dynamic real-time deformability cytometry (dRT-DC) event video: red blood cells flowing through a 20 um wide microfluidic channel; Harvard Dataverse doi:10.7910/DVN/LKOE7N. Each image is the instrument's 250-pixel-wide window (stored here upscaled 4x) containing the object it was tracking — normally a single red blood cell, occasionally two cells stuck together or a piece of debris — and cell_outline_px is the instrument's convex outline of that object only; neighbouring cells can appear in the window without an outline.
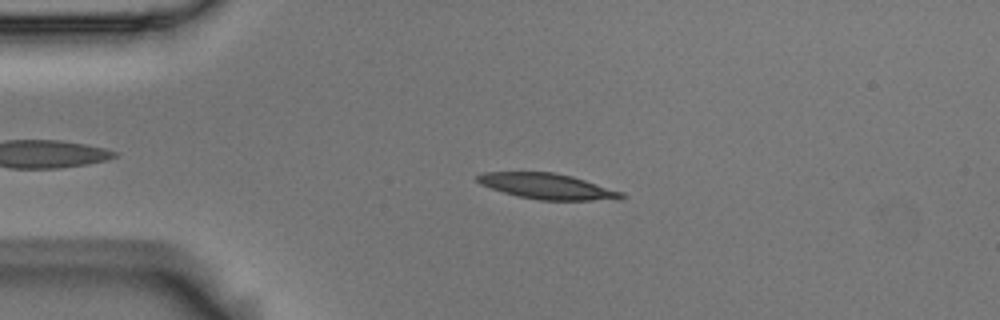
{"species": "Egyptian fruit bat (a non-hibernating species)", "species_latin": "Rousettus aegyptiacus", "temperature_condition": "room temperature", "stored_images_in_passage": 44, "camera_frame_rate_fps": 3000, "um_per_image_px": 0.085, "animal": {"sex": "male"}, "frame": {"image": 1, "passage_image": 11, "time_ms": 3.333, "image_size_px": [1000, 320], "cell_outline_px": [[628, 196], [620, 200], [540, 200], [520, 196], [504, 192], [480, 184], [476, 180], [476, 176], [484, 172], [552, 172], [572, 176], [624, 192]], "centroid_in_image_um": [46.59, 15.84], "position_along_channel_um": 38.4, "area_um2": 21.5}}
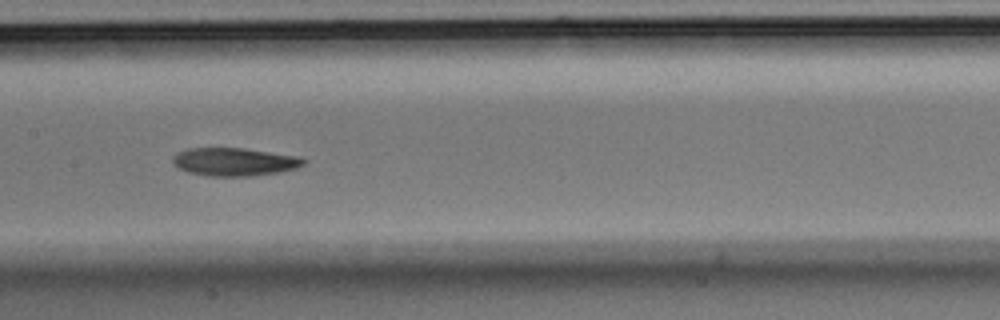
{"frame": {"image": 2, "passage_image": 26, "time_ms": 8.333, "image_size_px": [1000, 320], "cell_outline_px": [[304, 164], [296, 168], [276, 172], [252, 176], [208, 176], [188, 172], [172, 164], [172, 156], [188, 148], [244, 148], [300, 156], [304, 160]], "centroid_in_image_um": [19.9, 13.75], "position_along_channel_um": 187.5, "area_um2": 21.33}}
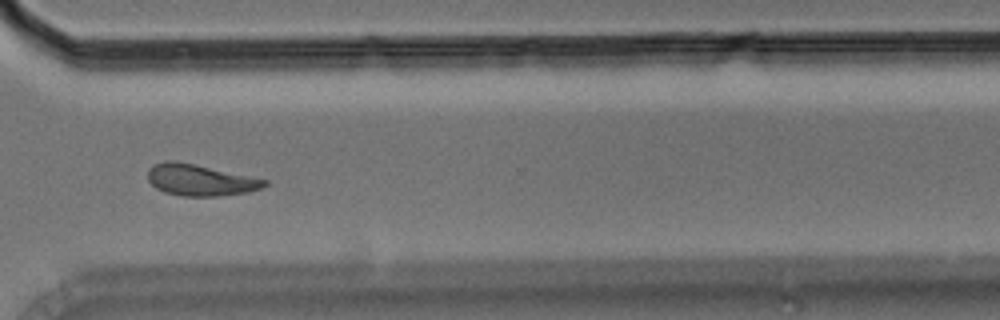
{"frame": {"image": 3, "passage_image": 40, "time_ms": 13.0, "image_size_px": [1000, 320], "cell_outline_px": [[268, 184], [260, 188], [248, 192], [220, 196], [180, 196], [164, 192], [156, 188], [148, 180], [148, 168], [152, 164], [164, 160], [176, 160], [268, 180]], "centroid_in_image_um": [16.97, 15.3], "position_along_channel_um": 353.6, "area_um2": 21.44}, "authors_computed_cell_mechanics": {"area_um2": 21.6461, "velocity_mm_per_s": 3.562, "shape_relaxation_time_tau1_ms": 7.4086, "shape_relaxation_time_tau2_ms": 3.4906, "deformation_change_tau1": 0.1704, "deformation_change_tau2": 0.1013}}